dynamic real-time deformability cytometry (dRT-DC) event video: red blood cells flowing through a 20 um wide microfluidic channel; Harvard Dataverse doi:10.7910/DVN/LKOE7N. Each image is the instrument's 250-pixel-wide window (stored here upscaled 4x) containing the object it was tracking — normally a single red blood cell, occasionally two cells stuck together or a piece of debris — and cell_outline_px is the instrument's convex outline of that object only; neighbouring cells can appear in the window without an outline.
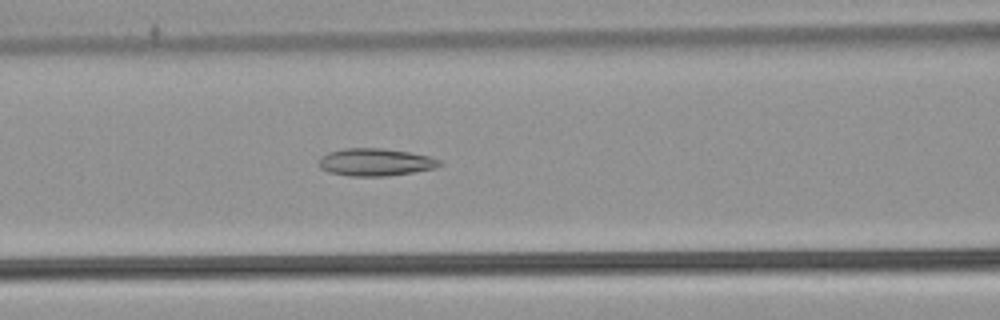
{"species": "common noctule bat (a hibernating species)", "species_latin": "Nyctalus noctula", "temperature_condition": "warm", "stored_images_in_passage": 53, "camera_frame_rate_fps": 3000, "um_per_image_px": 0.085, "animal": {"sex": "male", "body_mass_g": 21.5, "forearm_length_mm": 52.0}, "frame": {"image": 1, "passage_image": 23, "time_ms": 7.333, "image_size_px": [1000, 320], "cell_outline_px": [[444, 164], [436, 168], [388, 176], [348, 176], [328, 172], [320, 168], [316, 164], [320, 156], [328, 152], [344, 148], [380, 148], [408, 152], [428, 156], [440, 160]], "centroid_in_image_um": [31.86, 13.79], "position_along_channel_um": 134.7, "area_um2": 19.54}}
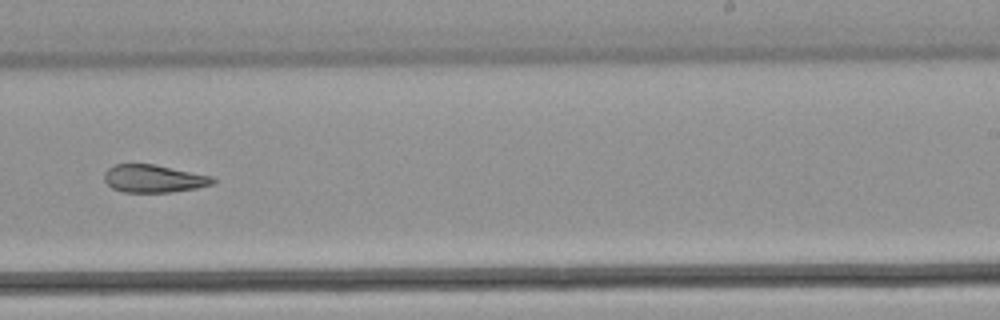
{"frame": {"image": 2, "passage_image": 34, "time_ms": 11.0, "image_size_px": [1000, 320], "cell_outline_px": [[216, 180], [212, 184], [196, 188], [172, 192], [124, 192], [112, 188], [104, 180], [104, 172], [108, 168], [116, 164], [156, 164], [212, 176]], "centroid_in_image_um": [13.06, 15.17], "position_along_channel_um": 275.9, "area_um2": 17.57}}
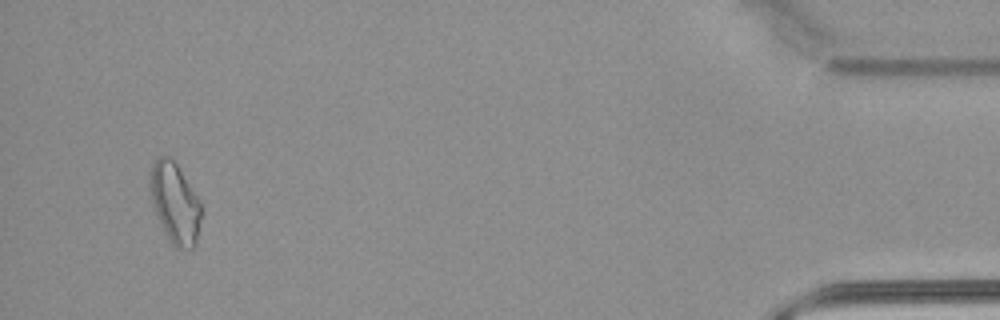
{"frame": {"image": 3, "passage_image": 51, "time_ms": 16.667, "image_size_px": [1000, 320], "cell_outline_px": [[200, 220], [196, 244], [192, 248], [176, 248], [172, 244], [152, 204], [148, 184], [152, 164], [156, 156], [168, 156], [176, 164], [196, 196], [200, 204]], "centroid_in_image_um": [14.83, 17.23], "position_along_channel_um": 420.4, "area_um2": 23.35}, "authors_computed_cell_mechanics": {"area_um2": 21.2126, "velocity_mm_per_s": 3.8695, "shape_relaxation_time_tau1_ms": null, "shape_relaxation_time_tau2_ms": 4.0476, "deformation_change_tau1": null, "deformation_change_tau2": 0.1246}}